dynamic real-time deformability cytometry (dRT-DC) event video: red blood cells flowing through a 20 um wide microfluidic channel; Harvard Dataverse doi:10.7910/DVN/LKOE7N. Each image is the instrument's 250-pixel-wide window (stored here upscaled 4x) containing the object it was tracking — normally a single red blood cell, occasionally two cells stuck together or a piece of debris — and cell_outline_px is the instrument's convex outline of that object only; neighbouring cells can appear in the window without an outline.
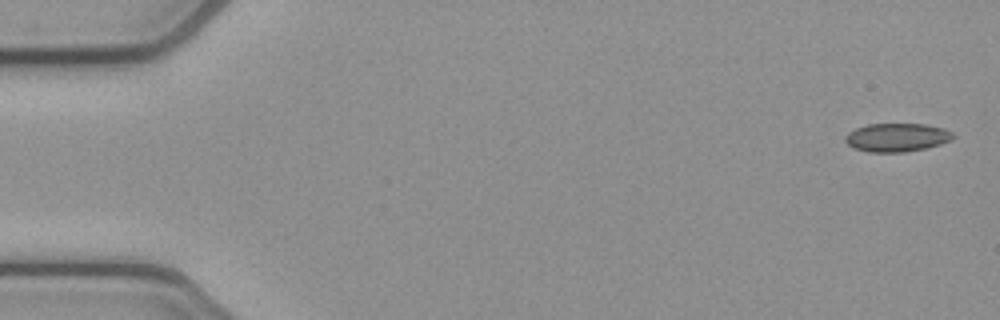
{"species": "common noctule bat (a hibernating species)", "species_latin": "Nyctalus noctula", "temperature_condition": "cold", "stored_images_in_passage": 6, "camera_frame_rate_fps": 3000, "um_per_image_px": 0.085, "animal": {"sex": "female", "body_mass_g": 21.9}, "frame": {"image": 1, "passage_image": 1, "time_ms": 0.0, "image_size_px": [1000, 320], "cell_outline_px": [[956, 136], [952, 140], [940, 144], [924, 148], [904, 152], [868, 152], [852, 148], [844, 140], [844, 136], [848, 132], [856, 128], [868, 124], [924, 124], [944, 128], [952, 132]], "centroid_in_image_um": [76.22, 11.68], "position_along_channel_um": 8.8, "area_um2": 17.98}}
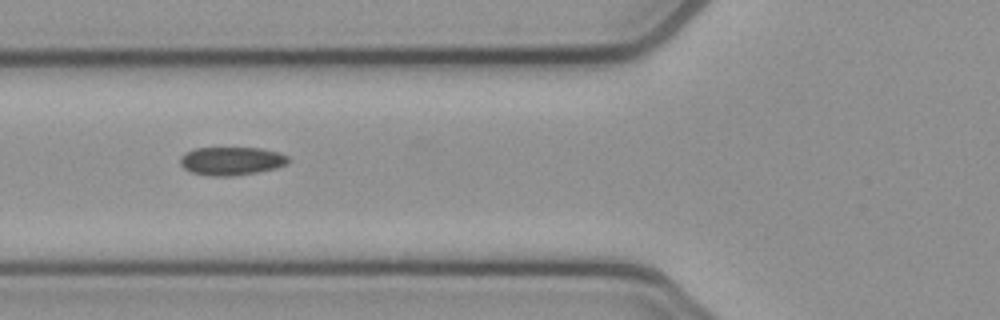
{"frame": {"image": 2, "passage_image": 6, "time_ms": 1.667, "image_size_px": [1000, 320], "cell_outline_px": [[292, 160], [288, 164], [276, 168], [256, 172], [232, 176], [212, 176], [192, 172], [184, 168], [180, 164], [180, 156], [184, 152], [196, 148], [260, 148], [280, 152], [288, 156]], "centroid_in_image_um": [19.7, 13.67], "position_along_channel_um": 106.1, "area_um2": 17.98}}